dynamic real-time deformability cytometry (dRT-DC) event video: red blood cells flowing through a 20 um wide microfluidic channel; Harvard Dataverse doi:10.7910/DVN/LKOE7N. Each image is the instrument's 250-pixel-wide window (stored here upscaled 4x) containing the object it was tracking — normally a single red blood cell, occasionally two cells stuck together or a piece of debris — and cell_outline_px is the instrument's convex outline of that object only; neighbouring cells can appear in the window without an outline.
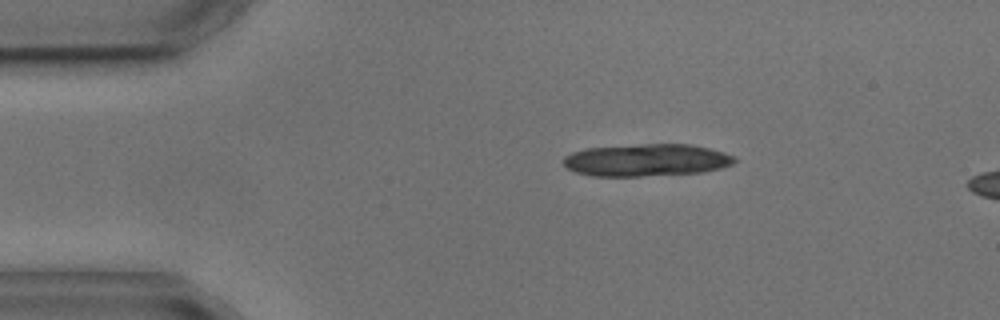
{"species": "common noctule bat (a hibernating species)", "species_latin": "Nyctalus noctula", "temperature_condition": "cold", "stored_images_in_passage": 5, "camera_frame_rate_fps": 3000, "um_per_image_px": 0.085, "animal": {"sex": "male", "body_mass_g": 17.9, "forearm_length_mm": 54.2}, "frame": {"image": 1, "passage_image": 5, "time_ms": 6.333, "image_size_px": [1000, 320], "cell_outline_px": [[736, 160], [732, 164], [720, 168], [704, 172], [640, 176], [592, 176], [576, 172], [568, 168], [564, 164], [564, 156], [572, 152], [588, 148], [640, 144], [692, 144], [724, 152], [736, 156]], "centroid_in_image_um": [54.97, 13.6], "position_along_channel_um": 30.0, "area_um2": 32.19}}